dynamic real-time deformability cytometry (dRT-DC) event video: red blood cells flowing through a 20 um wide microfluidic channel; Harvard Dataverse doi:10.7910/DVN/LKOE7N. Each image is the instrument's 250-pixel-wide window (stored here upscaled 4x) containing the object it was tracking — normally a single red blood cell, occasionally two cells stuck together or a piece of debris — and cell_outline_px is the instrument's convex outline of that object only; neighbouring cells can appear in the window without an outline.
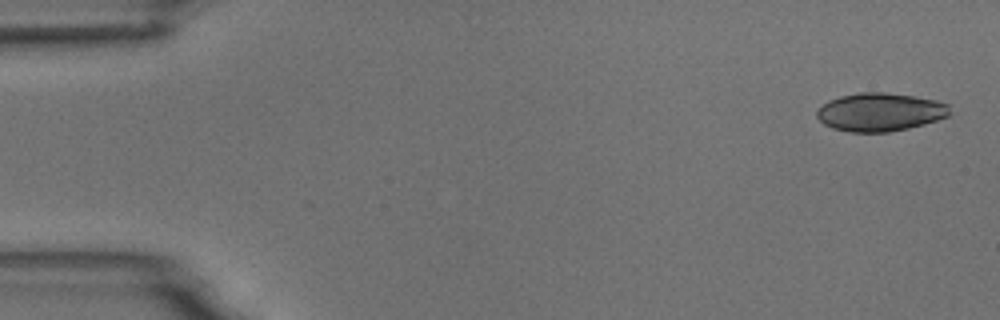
{"species": "common noctule bat (a hibernating species)", "species_latin": "Nyctalus noctula", "temperature_condition": "room temperature", "stored_images_in_passage": 4, "camera_frame_rate_fps": 3000, "um_per_image_px": 0.085, "animal": {"sex": "male", "body_mass_g": 18.8}, "frame": {"image": 1, "passage_image": 1, "time_ms": 0.0, "image_size_px": [1000, 320], "cell_outline_px": [[948, 116], [924, 124], [908, 128], [888, 132], [852, 132], [832, 128], [824, 124], [816, 116], [816, 112], [828, 100], [840, 96], [860, 92], [884, 92], [916, 96], [936, 100], [948, 104]], "centroid_in_image_um": [74.79, 9.52], "position_along_channel_um": 10.2, "area_um2": 29.54}}